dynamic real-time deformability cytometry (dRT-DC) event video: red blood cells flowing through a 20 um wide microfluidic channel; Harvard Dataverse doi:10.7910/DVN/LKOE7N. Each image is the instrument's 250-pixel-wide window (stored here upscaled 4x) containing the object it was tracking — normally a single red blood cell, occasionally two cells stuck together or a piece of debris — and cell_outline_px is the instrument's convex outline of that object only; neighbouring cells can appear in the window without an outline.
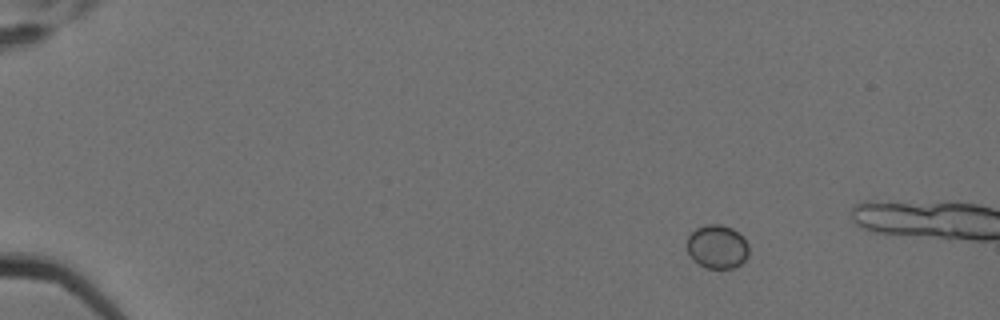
{"species": "Egyptian fruit bat (a non-hibernating species)", "species_latin": "Rousettus aegyptiacus", "temperature_condition": "cold", "stored_images_in_passage": 5, "camera_frame_rate_fps": 3000, "um_per_image_px": 0.085, "animal": {"sex": "female"}, "frame": {"image": 1, "passage_image": 2, "time_ms": 0.333, "image_size_px": [1000, 320], "cell_outline_px": [[748, 256], [740, 264], [732, 268], [704, 268], [688, 252], [688, 236], [696, 228], [704, 224], [720, 224], [732, 228], [748, 244]], "centroid_in_image_um": [60.96, 20.96], "position_along_channel_um": 24.0, "area_um2": 15.43}}